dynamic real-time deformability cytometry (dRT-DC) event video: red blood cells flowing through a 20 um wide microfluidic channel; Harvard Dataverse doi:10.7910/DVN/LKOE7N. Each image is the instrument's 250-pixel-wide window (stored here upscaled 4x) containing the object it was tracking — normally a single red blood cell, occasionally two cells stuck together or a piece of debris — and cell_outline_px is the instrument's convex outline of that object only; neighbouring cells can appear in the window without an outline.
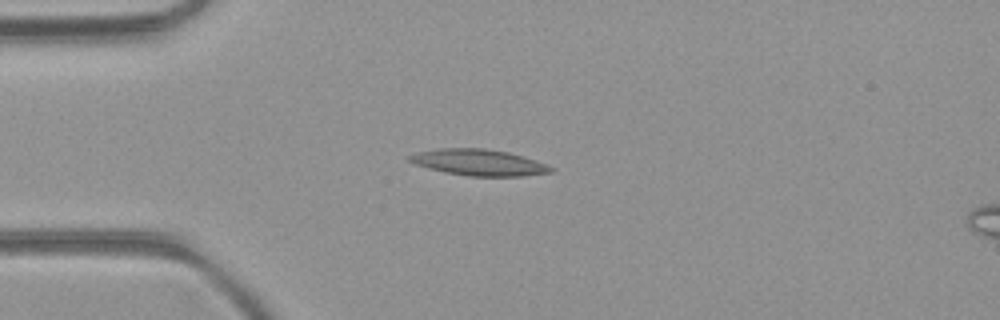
{"species": "common noctule bat (a hibernating species)", "species_latin": "Nyctalus noctula", "temperature_condition": "room temperature", "stored_images_in_passage": 37, "camera_frame_rate_fps": 3000, "um_per_image_px": 0.085, "animal": {"sex": "female", "body_mass_g": 21.9}, "frame": {"image": 1, "passage_image": 1, "time_ms": 0.0, "image_size_px": [1000, 320], "cell_outline_px": [[556, 168], [552, 172], [524, 176], [468, 176], [444, 172], [428, 168], [416, 164], [408, 160], [404, 156], [416, 152], [440, 148], [484, 148], [508, 152], [548, 164]], "centroid_in_image_um": [40.69, 13.81], "position_along_channel_um": 44.3, "area_um2": 21.79}}
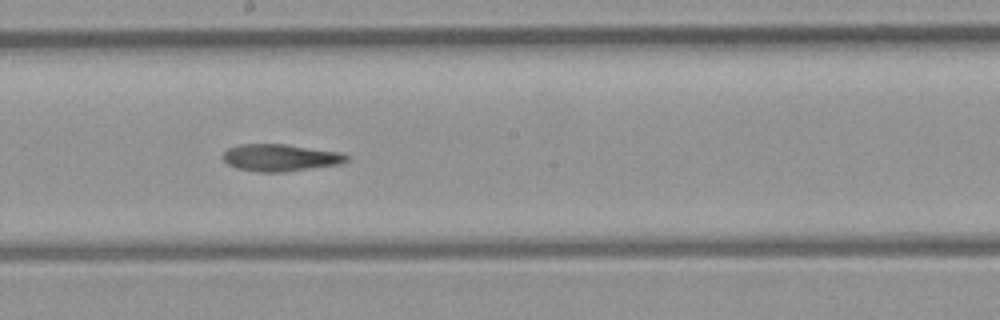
{"frame": {"image": 2, "passage_image": 15, "time_ms": 4.667, "image_size_px": [1000, 320], "cell_outline_px": [[348, 160], [340, 164], [284, 172], [256, 172], [236, 168], [228, 164], [224, 160], [224, 152], [228, 148], [240, 144], [288, 144], [340, 152], [348, 156]], "centroid_in_image_um": [23.83, 13.4], "position_along_channel_um": 224.4, "area_um2": 19.54}}
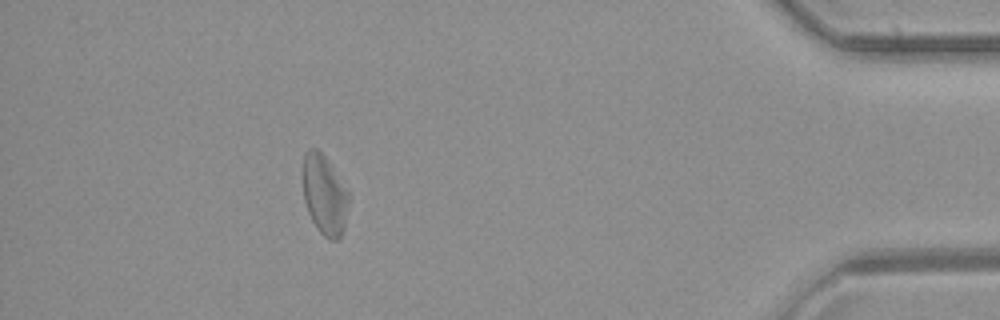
{"frame": {"image": 3, "passage_image": 32, "time_ms": 10.333, "image_size_px": [1000, 320], "cell_outline_px": [[348, 200], [344, 228], [340, 236], [336, 240], [328, 240], [316, 228], [308, 212], [304, 200], [304, 152], [308, 148], [316, 148], [328, 160], [348, 192]], "centroid_in_image_um": [27.57, 16.57], "position_along_channel_um": 407.6, "area_um2": 20.92}, "authors_computed_cell_mechanics": {"area_um2": 20.4612, "velocity_mm_per_s": 4.2722, "shape_relaxation_time_tau1_ms": null, "shape_relaxation_time_tau2_ms": 3.9594, "deformation_change_tau1": null, "deformation_change_tau2": 0.1305}}